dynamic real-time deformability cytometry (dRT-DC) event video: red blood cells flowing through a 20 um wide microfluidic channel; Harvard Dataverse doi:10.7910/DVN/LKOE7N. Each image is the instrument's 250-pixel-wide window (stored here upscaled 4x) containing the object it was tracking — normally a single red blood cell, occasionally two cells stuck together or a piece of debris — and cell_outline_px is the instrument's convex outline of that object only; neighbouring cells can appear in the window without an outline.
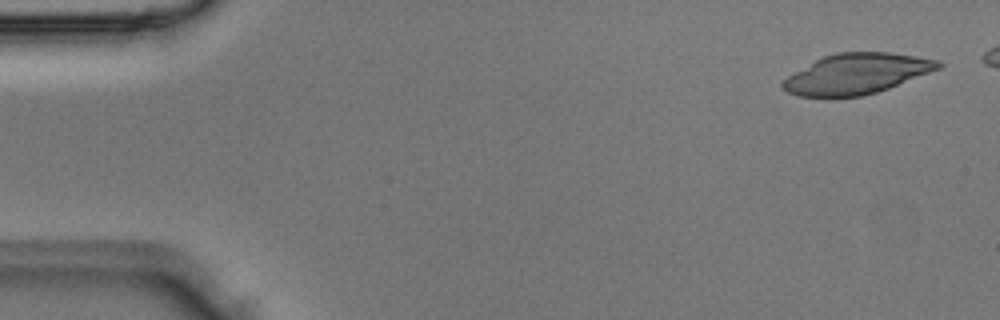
{"species": "Egyptian fruit bat (a non-hibernating species)", "species_latin": "Rousettus aegyptiacus", "temperature_condition": "room temperature", "stored_images_in_passage": 3, "camera_frame_rate_fps": 3000, "um_per_image_px": 0.085, "animal": {"sex": "male"}, "frame": {"image": 1, "passage_image": 1, "time_ms": 0.0, "image_size_px": [1000, 320], "cell_outline_px": [[944, 64], [940, 68], [888, 88], [876, 92], [860, 96], [800, 96], [788, 92], [780, 84], [788, 76], [816, 60], [824, 56], [836, 52], [888, 52], [916, 56], [940, 60]], "centroid_in_image_um": [72.84, 6.25], "position_along_channel_um": 12.2, "area_um2": 36.01}}